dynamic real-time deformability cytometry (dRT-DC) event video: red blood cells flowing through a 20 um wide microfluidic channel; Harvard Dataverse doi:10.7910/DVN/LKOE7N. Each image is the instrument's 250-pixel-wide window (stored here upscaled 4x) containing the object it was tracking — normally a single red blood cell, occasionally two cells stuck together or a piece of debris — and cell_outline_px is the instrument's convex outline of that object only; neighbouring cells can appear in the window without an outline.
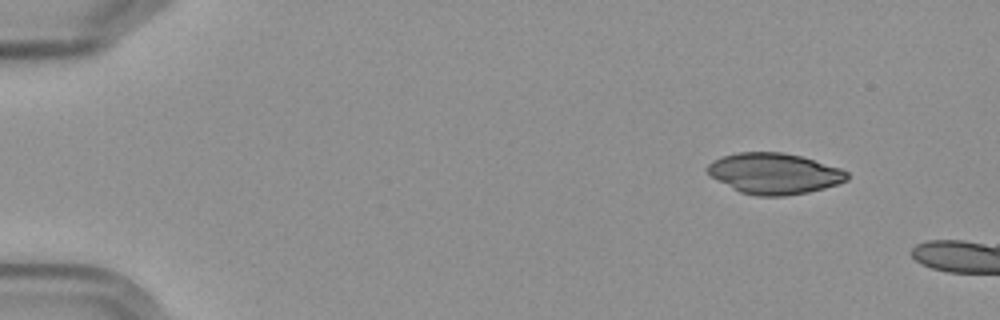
{"species": "Egyptian fruit bat (a non-hibernating species)", "species_latin": "Rousettus aegyptiacus", "temperature_condition": "cold", "stored_images_in_passage": 3, "camera_frame_rate_fps": 3000, "um_per_image_px": 0.085, "frame": {"image": 1, "passage_image": 1, "time_ms": 0.0, "image_size_px": [1000, 320], "cell_outline_px": [[848, 180], [824, 188], [808, 192], [784, 196], [756, 196], [740, 192], [732, 188], [712, 176], [704, 168], [712, 160], [720, 156], [736, 152], [784, 152], [800, 156], [840, 168], [848, 172]], "centroid_in_image_um": [65.78, 14.74], "position_along_channel_um": 19.2, "area_um2": 33.23}}